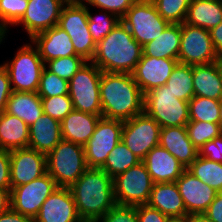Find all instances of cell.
I'll return each mask as SVG.
<instances>
[{"label":"cell","instance_id":"cell-1","mask_svg":"<svg viewBox=\"0 0 222 222\" xmlns=\"http://www.w3.org/2000/svg\"><path fill=\"white\" fill-rule=\"evenodd\" d=\"M102 117L127 121L144 112V94L129 73L102 72Z\"/></svg>","mask_w":222,"mask_h":222},{"label":"cell","instance_id":"cell-2","mask_svg":"<svg viewBox=\"0 0 222 222\" xmlns=\"http://www.w3.org/2000/svg\"><path fill=\"white\" fill-rule=\"evenodd\" d=\"M70 190L83 222H95L116 205L113 178L102 169L88 168Z\"/></svg>","mask_w":222,"mask_h":222},{"label":"cell","instance_id":"cell-3","mask_svg":"<svg viewBox=\"0 0 222 222\" xmlns=\"http://www.w3.org/2000/svg\"><path fill=\"white\" fill-rule=\"evenodd\" d=\"M142 53V46L120 21L106 37L96 44L92 62L102 72L132 74Z\"/></svg>","mask_w":222,"mask_h":222},{"label":"cell","instance_id":"cell-4","mask_svg":"<svg viewBox=\"0 0 222 222\" xmlns=\"http://www.w3.org/2000/svg\"><path fill=\"white\" fill-rule=\"evenodd\" d=\"M46 166L57 187L70 188L88 169L84 146L61 140L46 155Z\"/></svg>","mask_w":222,"mask_h":222},{"label":"cell","instance_id":"cell-5","mask_svg":"<svg viewBox=\"0 0 222 222\" xmlns=\"http://www.w3.org/2000/svg\"><path fill=\"white\" fill-rule=\"evenodd\" d=\"M2 65L9 74L12 91L38 92L45 63L31 40L30 44L26 43L16 51L10 62L6 61Z\"/></svg>","mask_w":222,"mask_h":222},{"label":"cell","instance_id":"cell-6","mask_svg":"<svg viewBox=\"0 0 222 222\" xmlns=\"http://www.w3.org/2000/svg\"><path fill=\"white\" fill-rule=\"evenodd\" d=\"M144 112L161 128L186 126L190 121L188 102L177 99L166 85L144 94Z\"/></svg>","mask_w":222,"mask_h":222},{"label":"cell","instance_id":"cell-7","mask_svg":"<svg viewBox=\"0 0 222 222\" xmlns=\"http://www.w3.org/2000/svg\"><path fill=\"white\" fill-rule=\"evenodd\" d=\"M58 26L70 36L76 55L92 61L96 44L89 32L87 6L80 0H68L61 9Z\"/></svg>","mask_w":222,"mask_h":222},{"label":"cell","instance_id":"cell-8","mask_svg":"<svg viewBox=\"0 0 222 222\" xmlns=\"http://www.w3.org/2000/svg\"><path fill=\"white\" fill-rule=\"evenodd\" d=\"M101 74L102 71L92 61H87L69 80V96L75 110L102 115Z\"/></svg>","mask_w":222,"mask_h":222},{"label":"cell","instance_id":"cell-9","mask_svg":"<svg viewBox=\"0 0 222 222\" xmlns=\"http://www.w3.org/2000/svg\"><path fill=\"white\" fill-rule=\"evenodd\" d=\"M121 22L142 47L158 38L169 25L159 15L154 3L143 0H137L121 18Z\"/></svg>","mask_w":222,"mask_h":222},{"label":"cell","instance_id":"cell-10","mask_svg":"<svg viewBox=\"0 0 222 222\" xmlns=\"http://www.w3.org/2000/svg\"><path fill=\"white\" fill-rule=\"evenodd\" d=\"M154 182L141 161L113 178L115 202L118 205L147 204Z\"/></svg>","mask_w":222,"mask_h":222},{"label":"cell","instance_id":"cell-11","mask_svg":"<svg viewBox=\"0 0 222 222\" xmlns=\"http://www.w3.org/2000/svg\"><path fill=\"white\" fill-rule=\"evenodd\" d=\"M123 121L101 117L94 133L84 145L85 161L88 168L101 169L109 153L121 141Z\"/></svg>","mask_w":222,"mask_h":222},{"label":"cell","instance_id":"cell-12","mask_svg":"<svg viewBox=\"0 0 222 222\" xmlns=\"http://www.w3.org/2000/svg\"><path fill=\"white\" fill-rule=\"evenodd\" d=\"M219 61L208 30L181 24L178 62L190 66Z\"/></svg>","mask_w":222,"mask_h":222},{"label":"cell","instance_id":"cell-13","mask_svg":"<svg viewBox=\"0 0 222 222\" xmlns=\"http://www.w3.org/2000/svg\"><path fill=\"white\" fill-rule=\"evenodd\" d=\"M160 125L145 112L123 122L121 140L142 161L159 145Z\"/></svg>","mask_w":222,"mask_h":222},{"label":"cell","instance_id":"cell-14","mask_svg":"<svg viewBox=\"0 0 222 222\" xmlns=\"http://www.w3.org/2000/svg\"><path fill=\"white\" fill-rule=\"evenodd\" d=\"M56 188L55 180L46 172L29 183L11 189V208L35 219L43 202Z\"/></svg>","mask_w":222,"mask_h":222},{"label":"cell","instance_id":"cell-15","mask_svg":"<svg viewBox=\"0 0 222 222\" xmlns=\"http://www.w3.org/2000/svg\"><path fill=\"white\" fill-rule=\"evenodd\" d=\"M68 0H28L23 17L14 25H23L29 39L58 25L62 7Z\"/></svg>","mask_w":222,"mask_h":222},{"label":"cell","instance_id":"cell-16","mask_svg":"<svg viewBox=\"0 0 222 222\" xmlns=\"http://www.w3.org/2000/svg\"><path fill=\"white\" fill-rule=\"evenodd\" d=\"M47 172L46 155L25 147L10 150L11 189L39 178Z\"/></svg>","mask_w":222,"mask_h":222},{"label":"cell","instance_id":"cell-17","mask_svg":"<svg viewBox=\"0 0 222 222\" xmlns=\"http://www.w3.org/2000/svg\"><path fill=\"white\" fill-rule=\"evenodd\" d=\"M177 63L178 59L155 58L142 53L132 75L142 93L146 94L153 88L166 85Z\"/></svg>","mask_w":222,"mask_h":222},{"label":"cell","instance_id":"cell-18","mask_svg":"<svg viewBox=\"0 0 222 222\" xmlns=\"http://www.w3.org/2000/svg\"><path fill=\"white\" fill-rule=\"evenodd\" d=\"M183 199L187 214H203L218 193L187 169L175 182Z\"/></svg>","mask_w":222,"mask_h":222},{"label":"cell","instance_id":"cell-19","mask_svg":"<svg viewBox=\"0 0 222 222\" xmlns=\"http://www.w3.org/2000/svg\"><path fill=\"white\" fill-rule=\"evenodd\" d=\"M34 222H83L70 188L57 187L43 202Z\"/></svg>","mask_w":222,"mask_h":222},{"label":"cell","instance_id":"cell-20","mask_svg":"<svg viewBox=\"0 0 222 222\" xmlns=\"http://www.w3.org/2000/svg\"><path fill=\"white\" fill-rule=\"evenodd\" d=\"M154 183L176 182L186 168L164 147H153L142 160Z\"/></svg>","mask_w":222,"mask_h":222},{"label":"cell","instance_id":"cell-21","mask_svg":"<svg viewBox=\"0 0 222 222\" xmlns=\"http://www.w3.org/2000/svg\"><path fill=\"white\" fill-rule=\"evenodd\" d=\"M30 40L37 47L44 63L55 58L78 56L70 36L58 25L36 34Z\"/></svg>","mask_w":222,"mask_h":222},{"label":"cell","instance_id":"cell-22","mask_svg":"<svg viewBox=\"0 0 222 222\" xmlns=\"http://www.w3.org/2000/svg\"><path fill=\"white\" fill-rule=\"evenodd\" d=\"M159 145L169 151L186 169L198 156V149L189 139L186 126L161 128Z\"/></svg>","mask_w":222,"mask_h":222},{"label":"cell","instance_id":"cell-23","mask_svg":"<svg viewBox=\"0 0 222 222\" xmlns=\"http://www.w3.org/2000/svg\"><path fill=\"white\" fill-rule=\"evenodd\" d=\"M62 140L61 122L43 113L29 126L28 147L47 155Z\"/></svg>","mask_w":222,"mask_h":222},{"label":"cell","instance_id":"cell-24","mask_svg":"<svg viewBox=\"0 0 222 222\" xmlns=\"http://www.w3.org/2000/svg\"><path fill=\"white\" fill-rule=\"evenodd\" d=\"M147 204L169 218L189 216L175 182L154 183Z\"/></svg>","mask_w":222,"mask_h":222},{"label":"cell","instance_id":"cell-25","mask_svg":"<svg viewBox=\"0 0 222 222\" xmlns=\"http://www.w3.org/2000/svg\"><path fill=\"white\" fill-rule=\"evenodd\" d=\"M194 96L222 99V61L193 66Z\"/></svg>","mask_w":222,"mask_h":222},{"label":"cell","instance_id":"cell-26","mask_svg":"<svg viewBox=\"0 0 222 222\" xmlns=\"http://www.w3.org/2000/svg\"><path fill=\"white\" fill-rule=\"evenodd\" d=\"M102 115H94L73 109L61 121L62 140L85 145L94 133Z\"/></svg>","mask_w":222,"mask_h":222},{"label":"cell","instance_id":"cell-27","mask_svg":"<svg viewBox=\"0 0 222 222\" xmlns=\"http://www.w3.org/2000/svg\"><path fill=\"white\" fill-rule=\"evenodd\" d=\"M222 22V0H191L184 23L210 31Z\"/></svg>","mask_w":222,"mask_h":222},{"label":"cell","instance_id":"cell-28","mask_svg":"<svg viewBox=\"0 0 222 222\" xmlns=\"http://www.w3.org/2000/svg\"><path fill=\"white\" fill-rule=\"evenodd\" d=\"M4 112L17 116L30 126L43 114L41 97L37 92L12 91Z\"/></svg>","mask_w":222,"mask_h":222},{"label":"cell","instance_id":"cell-29","mask_svg":"<svg viewBox=\"0 0 222 222\" xmlns=\"http://www.w3.org/2000/svg\"><path fill=\"white\" fill-rule=\"evenodd\" d=\"M29 126L17 116L3 111L0 120V149L13 150L28 147Z\"/></svg>","mask_w":222,"mask_h":222},{"label":"cell","instance_id":"cell-30","mask_svg":"<svg viewBox=\"0 0 222 222\" xmlns=\"http://www.w3.org/2000/svg\"><path fill=\"white\" fill-rule=\"evenodd\" d=\"M181 42V24H169L158 38L145 44L143 54L155 58L178 59Z\"/></svg>","mask_w":222,"mask_h":222},{"label":"cell","instance_id":"cell-31","mask_svg":"<svg viewBox=\"0 0 222 222\" xmlns=\"http://www.w3.org/2000/svg\"><path fill=\"white\" fill-rule=\"evenodd\" d=\"M166 86L177 99L189 102L194 97L193 66L177 63Z\"/></svg>","mask_w":222,"mask_h":222},{"label":"cell","instance_id":"cell-32","mask_svg":"<svg viewBox=\"0 0 222 222\" xmlns=\"http://www.w3.org/2000/svg\"><path fill=\"white\" fill-rule=\"evenodd\" d=\"M187 170L203 183L210 185L218 193L222 192L221 162H215L206 157L197 156Z\"/></svg>","mask_w":222,"mask_h":222},{"label":"cell","instance_id":"cell-33","mask_svg":"<svg viewBox=\"0 0 222 222\" xmlns=\"http://www.w3.org/2000/svg\"><path fill=\"white\" fill-rule=\"evenodd\" d=\"M140 162L141 160L139 157H137L121 140L109 153L101 169L114 178Z\"/></svg>","mask_w":222,"mask_h":222},{"label":"cell","instance_id":"cell-34","mask_svg":"<svg viewBox=\"0 0 222 222\" xmlns=\"http://www.w3.org/2000/svg\"><path fill=\"white\" fill-rule=\"evenodd\" d=\"M219 102L220 100L194 96L188 102L190 121L219 123L220 119Z\"/></svg>","mask_w":222,"mask_h":222},{"label":"cell","instance_id":"cell-35","mask_svg":"<svg viewBox=\"0 0 222 222\" xmlns=\"http://www.w3.org/2000/svg\"><path fill=\"white\" fill-rule=\"evenodd\" d=\"M101 15L97 17L90 12V8L87 6V17H88V27L89 32L92 36L93 41L95 44L100 42L104 37H106L112 29L117 26L121 19L108 11H102Z\"/></svg>","mask_w":222,"mask_h":222},{"label":"cell","instance_id":"cell-36","mask_svg":"<svg viewBox=\"0 0 222 222\" xmlns=\"http://www.w3.org/2000/svg\"><path fill=\"white\" fill-rule=\"evenodd\" d=\"M186 128L189 139L197 149L222 134L219 123L189 121Z\"/></svg>","mask_w":222,"mask_h":222},{"label":"cell","instance_id":"cell-37","mask_svg":"<svg viewBox=\"0 0 222 222\" xmlns=\"http://www.w3.org/2000/svg\"><path fill=\"white\" fill-rule=\"evenodd\" d=\"M28 0H0V32L7 34L8 26H14L25 14Z\"/></svg>","mask_w":222,"mask_h":222},{"label":"cell","instance_id":"cell-38","mask_svg":"<svg viewBox=\"0 0 222 222\" xmlns=\"http://www.w3.org/2000/svg\"><path fill=\"white\" fill-rule=\"evenodd\" d=\"M191 0H156L159 15L169 24L184 23Z\"/></svg>","mask_w":222,"mask_h":222},{"label":"cell","instance_id":"cell-39","mask_svg":"<svg viewBox=\"0 0 222 222\" xmlns=\"http://www.w3.org/2000/svg\"><path fill=\"white\" fill-rule=\"evenodd\" d=\"M38 95L41 98H49L69 94V81L58 77L44 67L39 81Z\"/></svg>","mask_w":222,"mask_h":222},{"label":"cell","instance_id":"cell-40","mask_svg":"<svg viewBox=\"0 0 222 222\" xmlns=\"http://www.w3.org/2000/svg\"><path fill=\"white\" fill-rule=\"evenodd\" d=\"M86 62L80 56H68L49 60L45 67L58 77L69 81Z\"/></svg>","mask_w":222,"mask_h":222},{"label":"cell","instance_id":"cell-41","mask_svg":"<svg viewBox=\"0 0 222 222\" xmlns=\"http://www.w3.org/2000/svg\"><path fill=\"white\" fill-rule=\"evenodd\" d=\"M43 113L61 122L74 108L68 95L41 98Z\"/></svg>","mask_w":222,"mask_h":222},{"label":"cell","instance_id":"cell-42","mask_svg":"<svg viewBox=\"0 0 222 222\" xmlns=\"http://www.w3.org/2000/svg\"><path fill=\"white\" fill-rule=\"evenodd\" d=\"M85 6L99 8L117 15L120 19L137 0H80ZM89 4V5H87Z\"/></svg>","mask_w":222,"mask_h":222},{"label":"cell","instance_id":"cell-43","mask_svg":"<svg viewBox=\"0 0 222 222\" xmlns=\"http://www.w3.org/2000/svg\"><path fill=\"white\" fill-rule=\"evenodd\" d=\"M95 222H138L136 206L116 204Z\"/></svg>","mask_w":222,"mask_h":222},{"label":"cell","instance_id":"cell-44","mask_svg":"<svg viewBox=\"0 0 222 222\" xmlns=\"http://www.w3.org/2000/svg\"><path fill=\"white\" fill-rule=\"evenodd\" d=\"M198 156L222 163V134L198 149Z\"/></svg>","mask_w":222,"mask_h":222},{"label":"cell","instance_id":"cell-45","mask_svg":"<svg viewBox=\"0 0 222 222\" xmlns=\"http://www.w3.org/2000/svg\"><path fill=\"white\" fill-rule=\"evenodd\" d=\"M136 209L138 222H167L169 218L148 204L137 205Z\"/></svg>","mask_w":222,"mask_h":222},{"label":"cell","instance_id":"cell-46","mask_svg":"<svg viewBox=\"0 0 222 222\" xmlns=\"http://www.w3.org/2000/svg\"><path fill=\"white\" fill-rule=\"evenodd\" d=\"M0 189L11 190L10 151L0 149Z\"/></svg>","mask_w":222,"mask_h":222},{"label":"cell","instance_id":"cell-47","mask_svg":"<svg viewBox=\"0 0 222 222\" xmlns=\"http://www.w3.org/2000/svg\"><path fill=\"white\" fill-rule=\"evenodd\" d=\"M12 93L9 74L6 68L0 64V111H5L8 98Z\"/></svg>","mask_w":222,"mask_h":222},{"label":"cell","instance_id":"cell-48","mask_svg":"<svg viewBox=\"0 0 222 222\" xmlns=\"http://www.w3.org/2000/svg\"><path fill=\"white\" fill-rule=\"evenodd\" d=\"M204 214L214 222H222V192L216 194Z\"/></svg>","mask_w":222,"mask_h":222},{"label":"cell","instance_id":"cell-49","mask_svg":"<svg viewBox=\"0 0 222 222\" xmlns=\"http://www.w3.org/2000/svg\"><path fill=\"white\" fill-rule=\"evenodd\" d=\"M219 61H222V22L209 31Z\"/></svg>","mask_w":222,"mask_h":222},{"label":"cell","instance_id":"cell-50","mask_svg":"<svg viewBox=\"0 0 222 222\" xmlns=\"http://www.w3.org/2000/svg\"><path fill=\"white\" fill-rule=\"evenodd\" d=\"M0 222H34V219L24 216L10 208L0 214Z\"/></svg>","mask_w":222,"mask_h":222},{"label":"cell","instance_id":"cell-51","mask_svg":"<svg viewBox=\"0 0 222 222\" xmlns=\"http://www.w3.org/2000/svg\"><path fill=\"white\" fill-rule=\"evenodd\" d=\"M11 208V190L0 189V214Z\"/></svg>","mask_w":222,"mask_h":222},{"label":"cell","instance_id":"cell-52","mask_svg":"<svg viewBox=\"0 0 222 222\" xmlns=\"http://www.w3.org/2000/svg\"><path fill=\"white\" fill-rule=\"evenodd\" d=\"M189 222H214L210 220L204 213L203 214H193L189 216Z\"/></svg>","mask_w":222,"mask_h":222},{"label":"cell","instance_id":"cell-53","mask_svg":"<svg viewBox=\"0 0 222 222\" xmlns=\"http://www.w3.org/2000/svg\"><path fill=\"white\" fill-rule=\"evenodd\" d=\"M167 222H189V216L168 218Z\"/></svg>","mask_w":222,"mask_h":222},{"label":"cell","instance_id":"cell-54","mask_svg":"<svg viewBox=\"0 0 222 222\" xmlns=\"http://www.w3.org/2000/svg\"><path fill=\"white\" fill-rule=\"evenodd\" d=\"M219 106H220V110H219V113H220L219 124H220L221 130H222V99L219 102Z\"/></svg>","mask_w":222,"mask_h":222},{"label":"cell","instance_id":"cell-55","mask_svg":"<svg viewBox=\"0 0 222 222\" xmlns=\"http://www.w3.org/2000/svg\"><path fill=\"white\" fill-rule=\"evenodd\" d=\"M6 34L0 32V44L4 41Z\"/></svg>","mask_w":222,"mask_h":222},{"label":"cell","instance_id":"cell-56","mask_svg":"<svg viewBox=\"0 0 222 222\" xmlns=\"http://www.w3.org/2000/svg\"><path fill=\"white\" fill-rule=\"evenodd\" d=\"M143 1L154 3L156 0H143Z\"/></svg>","mask_w":222,"mask_h":222},{"label":"cell","instance_id":"cell-57","mask_svg":"<svg viewBox=\"0 0 222 222\" xmlns=\"http://www.w3.org/2000/svg\"><path fill=\"white\" fill-rule=\"evenodd\" d=\"M2 115H3V111H0V120L2 118Z\"/></svg>","mask_w":222,"mask_h":222}]
</instances>
